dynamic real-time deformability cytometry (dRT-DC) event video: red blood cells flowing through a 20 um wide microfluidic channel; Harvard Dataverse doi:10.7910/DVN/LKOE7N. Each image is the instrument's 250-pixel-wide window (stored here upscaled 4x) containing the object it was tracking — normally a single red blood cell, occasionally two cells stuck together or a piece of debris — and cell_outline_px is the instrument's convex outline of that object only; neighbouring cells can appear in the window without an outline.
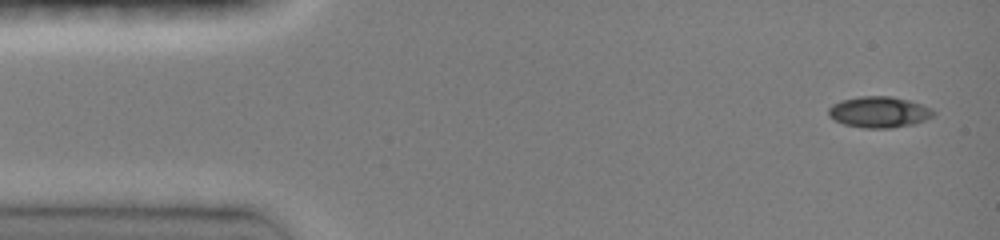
{"species": "common noctule bat (a hibernating species)", "species_latin": "Nyctalus noctula", "temperature_condition": "room temperature", "stored_images_in_passage": 8, "camera_frame_rate_fps": 3000, "um_per_image_px": 0.085, "animal": {"sex": "female", "body_mass_g": 19.0, "forearm_length_mm": 51.5}, "frame": {"image": 1, "passage_image": 1, "time_ms": 0.0, "image_size_px": [1000, 240], "cell_outline_px": [[936, 116], [916, 124], [892, 128], [864, 128], [844, 124], [828, 116], [828, 108], [832, 104], [840, 100], [860, 96], [892, 96], [908, 100], [932, 108], [936, 112]], "centroid_in_image_um": [74.75, 9.53], "position_along_channel_um": 10.2, "area_um2": 19.31}}
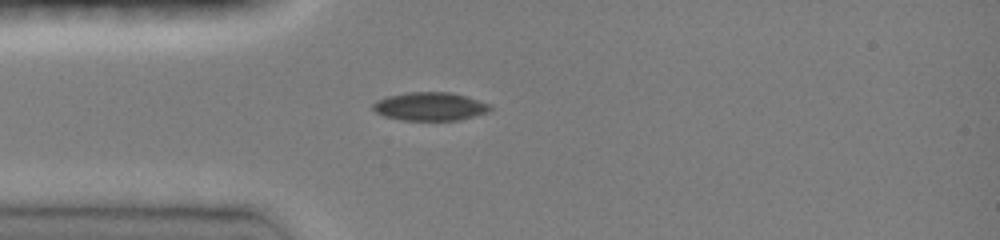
{"frame": {"image": 2, "passage_image": 6, "time_ms": 1.667, "image_size_px": [1000, 240], "cell_outline_px": [[492, 108], [488, 112], [460, 120], [400, 120], [384, 116], [376, 112], [372, 108], [372, 104], [376, 100], [388, 96], [408, 92], [448, 92], [464, 96], [492, 104]], "centroid_in_image_um": [36.54, 9.05], "position_along_channel_um": 48.5, "area_um2": 19.36}}